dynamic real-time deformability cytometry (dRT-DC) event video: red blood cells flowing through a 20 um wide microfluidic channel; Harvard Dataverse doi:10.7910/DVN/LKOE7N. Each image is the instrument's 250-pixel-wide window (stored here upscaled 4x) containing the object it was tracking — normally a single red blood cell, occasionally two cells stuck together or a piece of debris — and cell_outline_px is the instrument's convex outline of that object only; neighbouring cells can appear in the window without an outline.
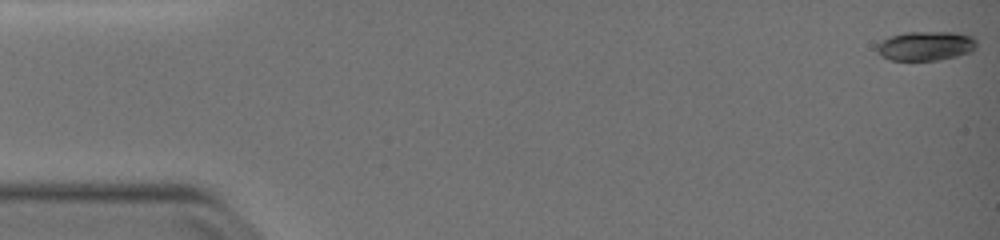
{"species": "common noctule bat (a hibernating species)", "species_latin": "Nyctalus noctula", "temperature_condition": "warm", "stored_images_in_passage": 37, "camera_frame_rate_fps": 3000, "um_per_image_px": 0.085, "animal": {"sex": "female", "body_mass_g": 19.0, "forearm_length_mm": 51.5}, "frame": {"image": 1, "passage_image": 1, "time_ms": 0.0, "image_size_px": [1000, 240], "cell_outline_px": [[976, 48], [972, 52], [940, 60], [892, 60], [880, 56], [876, 52], [876, 44], [892, 36], [904, 32], [956, 32], [972, 36], [976, 40]], "centroid_in_image_um": [78.69, 3.9], "position_along_channel_um": 6.3, "area_um2": 17.17}}
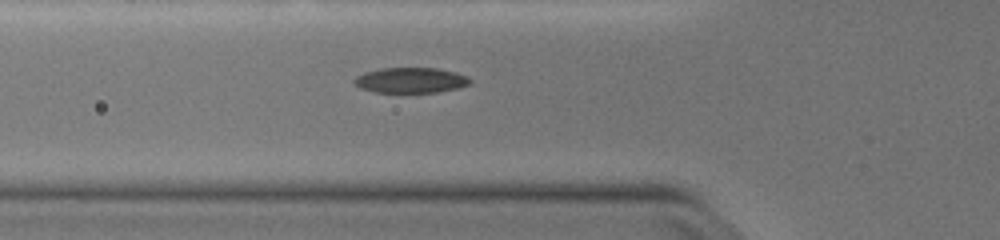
{"frame": {"image": 2, "passage_image": 19, "time_ms": 6.0, "image_size_px": [1000, 240], "cell_outline_px": [[472, 80], [468, 84], [460, 88], [436, 92], [376, 92], [360, 88], [352, 80], [356, 76], [364, 72], [380, 68], [436, 68], [456, 72], [468, 76]], "centroid_in_image_um": [34.92, 6.81], "position_along_channel_um": 90.9, "area_um2": 17.17}}
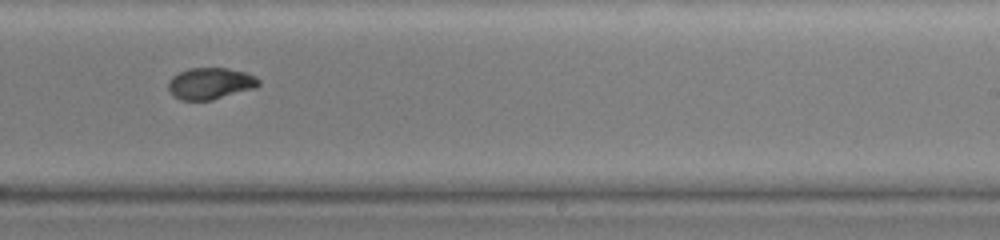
{"frame": {"image": 3, "passage_image": 33, "time_ms": 10.667, "image_size_px": [1000, 240], "cell_outline_px": [[260, 84], [256, 88], [212, 100], [180, 100], [172, 96], [168, 92], [168, 80], [172, 76], [188, 68], [228, 68], [248, 72], [256, 76], [260, 80]], "centroid_in_image_um": [17.88, 7.09], "position_along_channel_um": 271.1, "area_um2": 16.99}}